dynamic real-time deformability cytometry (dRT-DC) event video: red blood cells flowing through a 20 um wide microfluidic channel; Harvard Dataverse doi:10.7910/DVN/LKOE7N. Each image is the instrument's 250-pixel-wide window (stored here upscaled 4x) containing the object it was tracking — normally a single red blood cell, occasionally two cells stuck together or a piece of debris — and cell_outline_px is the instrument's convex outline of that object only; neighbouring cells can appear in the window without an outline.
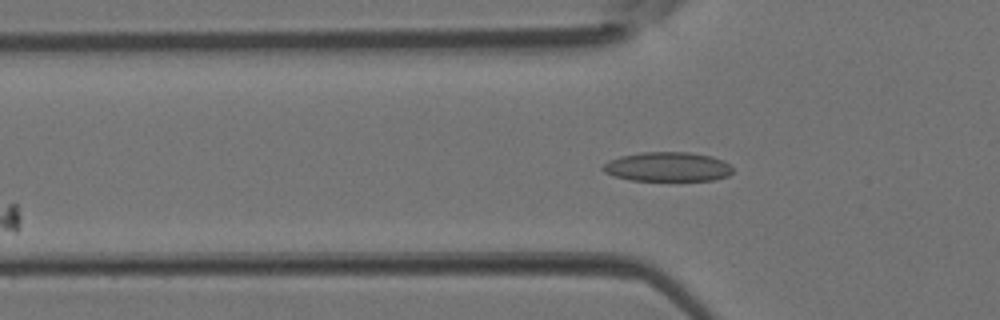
{"species": "Egyptian fruit bat (a non-hibernating species)", "species_latin": "Rousettus aegyptiacus", "temperature_condition": "room temperature", "stored_images_in_passage": 4, "camera_frame_rate_fps": 3000, "um_per_image_px": 0.085, "animal": {"sex": "female"}, "frame": {"image": 1, "passage_image": 4, "time_ms": 1.0, "image_size_px": [1000, 320], "cell_outline_px": [[732, 172], [728, 176], [712, 180], [632, 180], [616, 176], [604, 172], [600, 168], [608, 160], [620, 156], [640, 152], [688, 152], [712, 156], [724, 160], [732, 168]], "centroid_in_image_um": [56.73, 14.16], "position_along_channel_um": 69.1, "area_um2": 22.2}}